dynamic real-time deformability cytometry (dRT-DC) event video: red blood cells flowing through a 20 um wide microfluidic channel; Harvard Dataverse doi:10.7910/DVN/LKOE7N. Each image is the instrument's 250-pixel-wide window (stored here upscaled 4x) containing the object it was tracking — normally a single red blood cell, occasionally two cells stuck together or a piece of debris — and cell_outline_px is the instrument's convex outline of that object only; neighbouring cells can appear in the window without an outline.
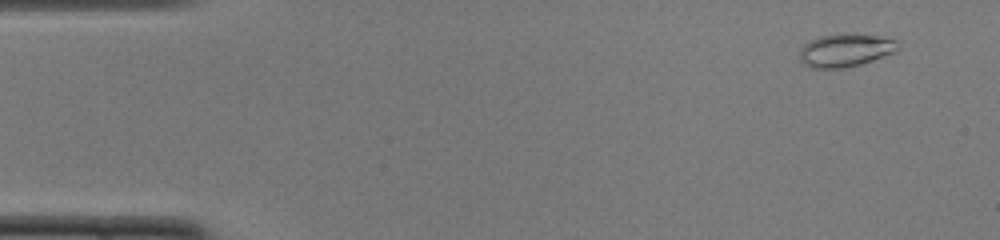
{"species": "common noctule bat (a hibernating species)", "species_latin": "Nyctalus noctula", "temperature_condition": "cold", "stored_images_in_passage": 50, "camera_frame_rate_fps": 3000, "um_per_image_px": 0.085, "animal": {"sex": "female", "body_mass_g": 22.0, "forearm_length_mm": 56.7}, "frame": {"image": 1, "passage_image": 4, "time_ms": 1.0, "image_size_px": [1000, 240], "cell_outline_px": [[900, 48], [896, 52], [860, 64], [844, 68], [812, 68], [804, 64], [800, 60], [800, 48], [804, 44], [820, 36], [844, 32], [876, 36], [896, 40], [900, 44]], "centroid_in_image_um": [71.87, 4.26], "position_along_channel_um": 13.1, "area_um2": 19.07}}
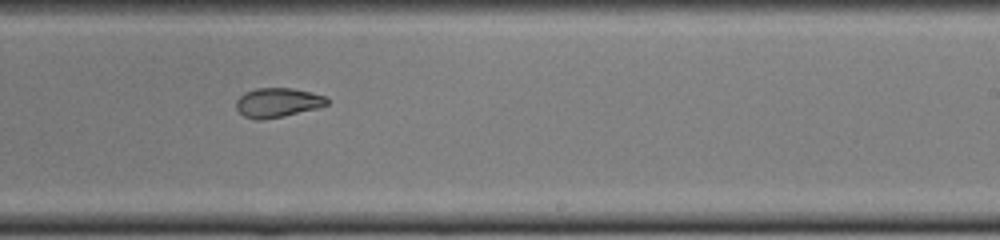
{"frame": {"image": 2, "passage_image": 31, "time_ms": 10.0, "image_size_px": [1000, 240], "cell_outline_px": [[328, 104], [316, 108], [284, 116], [264, 120], [256, 120], [244, 116], [236, 108], [236, 100], [244, 92], [256, 88], [292, 88], [312, 92], [324, 96], [328, 100]], "centroid_in_image_um": [23.57, 8.72], "position_along_channel_um": 265.4, "area_um2": 15.55}}
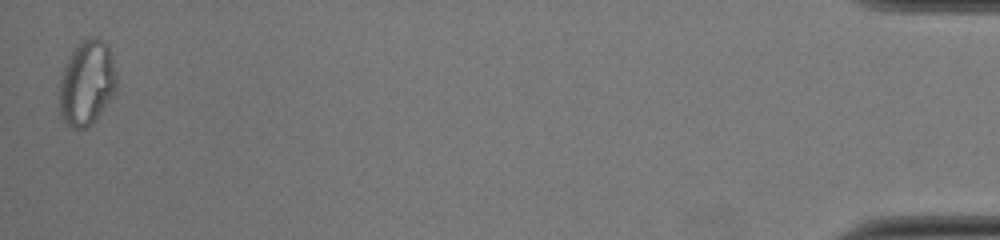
{"frame": {"image": 3, "passage_image": 50, "time_ms": 16.333, "image_size_px": [1000, 240], "cell_outline_px": [[116, 92], [96, 120], [92, 124], [84, 128], [72, 128], [60, 116], [60, 80], [64, 64], [72, 52], [84, 40], [92, 36], [96, 36], [108, 48], [112, 56], [116, 72]], "centroid_in_image_um": [7.39, 7.08], "position_along_channel_um": 427.8, "area_um2": 28.15}, "authors_computed_cell_mechanics": {"area_um2": 17.8024, "velocity_mm_per_s": 4.0099, "shape_relaxation_time_tau1_ms": null, "shape_relaxation_time_tau2_ms": 1.2713, "deformation_change_tau1": null, "deformation_change_tau2": 0.0518}}